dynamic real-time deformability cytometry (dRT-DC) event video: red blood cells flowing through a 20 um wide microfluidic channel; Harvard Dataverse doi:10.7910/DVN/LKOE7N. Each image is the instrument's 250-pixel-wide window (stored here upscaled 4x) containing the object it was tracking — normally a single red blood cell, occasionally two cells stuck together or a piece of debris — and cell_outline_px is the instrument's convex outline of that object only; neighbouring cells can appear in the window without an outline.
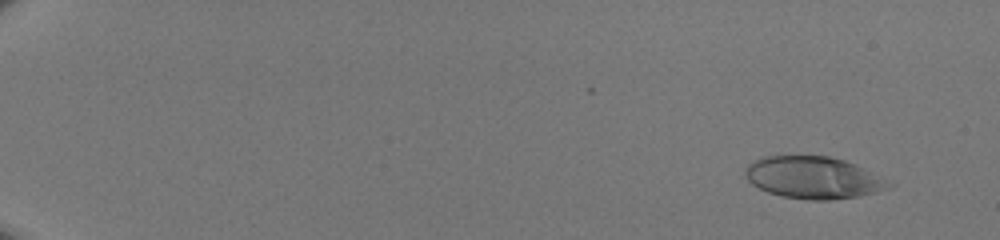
{"species": "human", "species_latin": "Homo sapiens", "temperature_condition": "room temperature", "stored_images_in_passage": 51, "camera_frame_rate_fps": 3000, "um_per_image_px": 0.085, "donor": {"sex": "male"}, "frame": {"image": 1, "passage_image": 5, "time_ms": 1.333, "image_size_px": [1000, 240], "cell_outline_px": [[896, 184], [892, 188], [876, 192], [856, 196], [828, 200], [808, 200], [780, 196], [768, 192], [752, 184], [744, 176], [744, 168], [748, 164], [764, 156], [828, 156], [844, 160], [856, 164]], "centroid_in_image_um": [69.15, 15.1], "position_along_channel_um": 15.9, "area_um2": 35.32}}
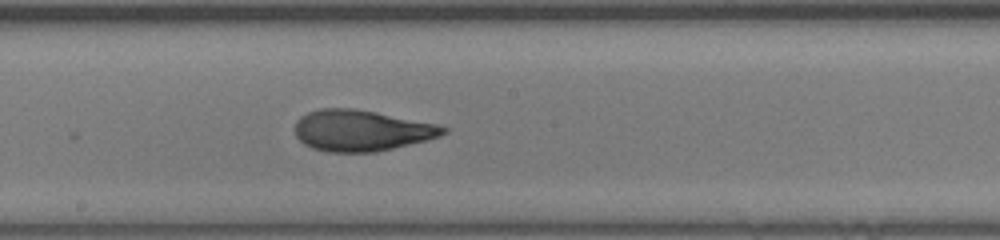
{"frame": {"image": 2, "passage_image": 32, "time_ms": 10.333, "image_size_px": [1000, 240], "cell_outline_px": [[448, 132], [440, 136], [376, 152], [328, 152], [312, 148], [304, 144], [296, 136], [296, 120], [300, 116], [308, 112], [320, 108], [352, 108], [376, 112], [436, 124], [448, 128]], "centroid_in_image_um": [30.68, 11.09], "position_along_channel_um": 217.5, "area_um2": 35.26}}
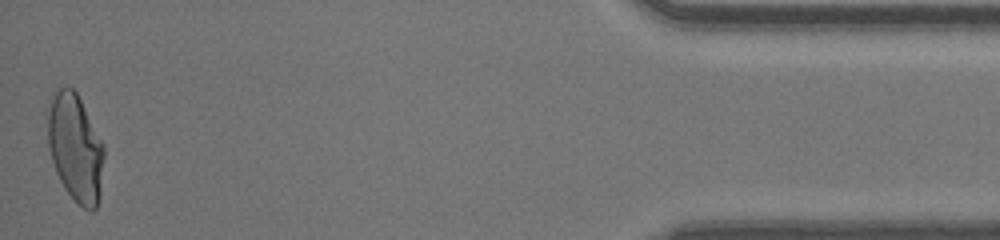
{"frame": {"image": 3, "passage_image": 51, "time_ms": 16.667, "image_size_px": [1000, 240], "cell_outline_px": [[104, 156], [100, 200], [96, 208], [92, 212], [84, 208], [64, 188], [56, 172], [48, 148], [48, 112], [56, 88], [64, 84], [72, 88], [76, 92], [104, 144]], "centroid_in_image_um": [6.42, 12.56], "position_along_channel_um": 428.8, "area_um2": 35.32}}